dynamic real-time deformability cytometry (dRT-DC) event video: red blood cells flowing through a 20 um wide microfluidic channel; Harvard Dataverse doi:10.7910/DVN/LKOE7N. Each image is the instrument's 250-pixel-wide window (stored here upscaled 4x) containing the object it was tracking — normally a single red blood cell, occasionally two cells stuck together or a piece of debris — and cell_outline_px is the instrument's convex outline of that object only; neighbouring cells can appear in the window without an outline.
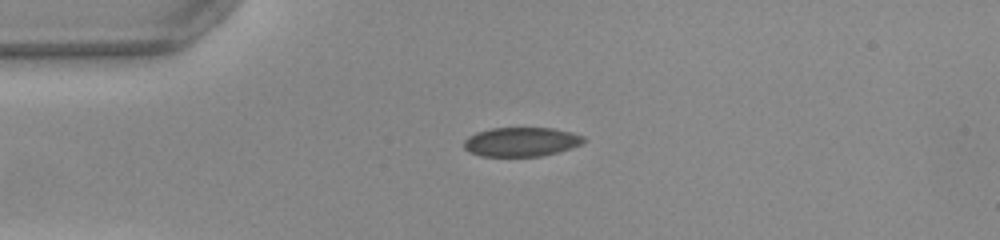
{"species": "common noctule bat (a hibernating species)", "species_latin": "Nyctalus noctula", "temperature_condition": "warm", "stored_images_in_passage": 40, "camera_frame_rate_fps": 3000, "um_per_image_px": 0.085, "animal": {"sex": "female", "body_mass_g": 22.0, "forearm_length_mm": 56.7}, "frame": {"image": 1, "passage_image": 1, "time_ms": 0.0, "image_size_px": [1000, 240], "cell_outline_px": [[588, 140], [572, 148], [540, 156], [480, 156], [468, 152], [464, 148], [464, 140], [468, 136], [476, 132], [492, 128], [552, 128], [572, 132], [584, 136]], "centroid_in_image_um": [44.3, 12.05], "position_along_channel_um": 40.7, "area_um2": 20.46}}
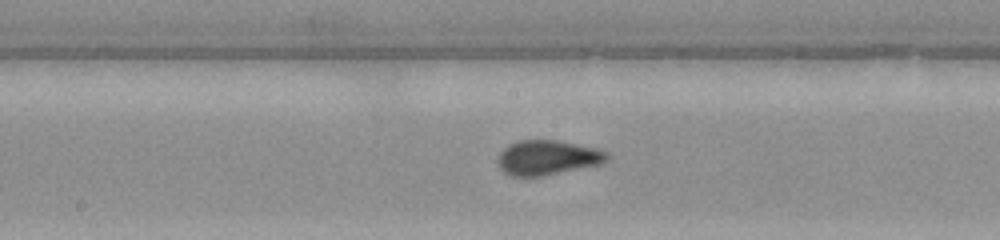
{"frame": {"image": 2, "passage_image": 15, "time_ms": 4.667, "image_size_px": [1000, 240], "cell_outline_px": [[608, 160], [600, 164], [544, 176], [512, 176], [504, 172], [500, 168], [496, 160], [500, 152], [508, 144], [516, 140], [556, 140], [596, 148], [608, 152]], "centroid_in_image_um": [46.51, 13.39], "position_along_channel_um": 201.7, "area_um2": 22.2}}
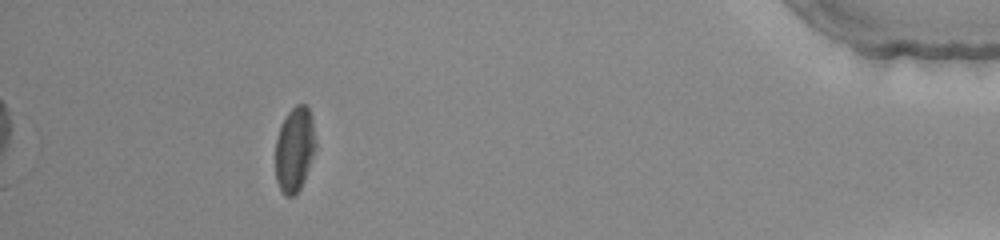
{"frame": {"image": 3, "passage_image": 35, "time_ms": 11.333, "image_size_px": [1000, 240], "cell_outline_px": [[316, 144], [312, 156], [300, 188], [292, 196], [284, 196], [276, 180], [276, 136], [280, 124], [288, 112], [296, 104], [304, 104], [308, 108], [312, 120], [316, 140]], "centroid_in_image_um": [25.02, 12.66], "position_along_channel_um": 410.2, "area_um2": 19.59}, "authors_computed_cell_mechanics": {"area_um2": 21.5016, "velocity_mm_per_s": 4.0042, "shape_relaxation_time_tau1_ms": 5.3783, "shape_relaxation_time_tau2_ms": null, "deformation_change_tau1": 0.1394, "deformation_change_tau2": null}}